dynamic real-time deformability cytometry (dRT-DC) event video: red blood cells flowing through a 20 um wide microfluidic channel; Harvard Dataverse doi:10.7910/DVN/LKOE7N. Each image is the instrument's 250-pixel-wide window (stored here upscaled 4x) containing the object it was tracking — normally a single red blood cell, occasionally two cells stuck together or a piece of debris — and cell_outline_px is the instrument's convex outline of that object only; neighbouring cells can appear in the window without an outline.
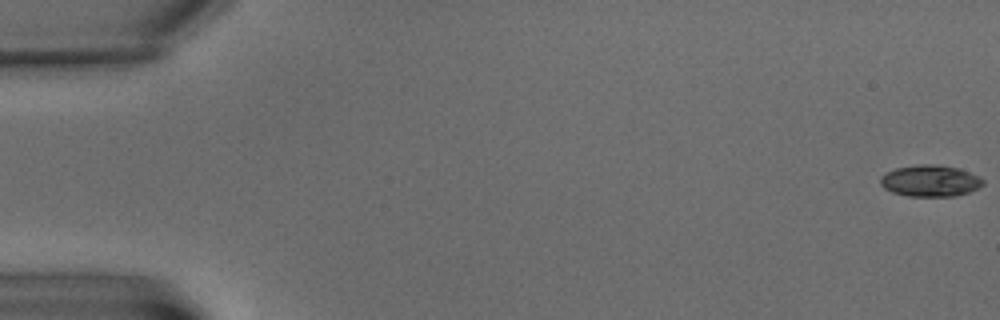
{"species": "common noctule bat (a hibernating species)", "species_latin": "Nyctalus noctula", "temperature_condition": "warm", "stored_images_in_passage": 7, "camera_frame_rate_fps": 3000, "um_per_image_px": 0.085, "animal": {"sex": "male", "body_mass_g": 15.6}, "frame": {"image": 1, "passage_image": 1, "time_ms": 0.0, "image_size_px": [1000, 320], "cell_outline_px": [[984, 184], [980, 188], [956, 196], [908, 196], [892, 192], [884, 188], [880, 184], [880, 176], [896, 168], [920, 164], [940, 164], [960, 168], [980, 176], [984, 180]], "centroid_in_image_um": [79.11, 15.36], "position_along_channel_um": 5.9, "area_um2": 19.07}}
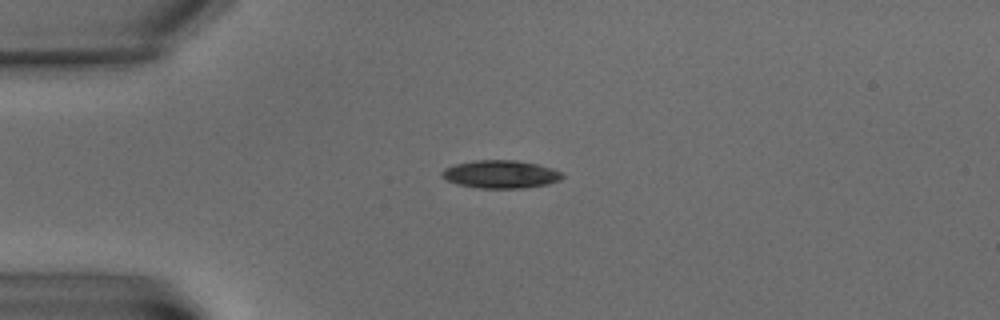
{"frame": {"image": 2, "passage_image": 6, "time_ms": 6.0, "image_size_px": [1000, 320], "cell_outline_px": [[564, 176], [560, 180], [548, 184], [524, 188], [476, 188], [456, 184], [440, 176], [440, 172], [444, 168], [456, 164], [472, 160], [516, 160], [536, 164], [552, 168], [560, 172]], "centroid_in_image_um": [42.52, 14.81], "position_along_channel_um": 42.5, "area_um2": 19.71}}